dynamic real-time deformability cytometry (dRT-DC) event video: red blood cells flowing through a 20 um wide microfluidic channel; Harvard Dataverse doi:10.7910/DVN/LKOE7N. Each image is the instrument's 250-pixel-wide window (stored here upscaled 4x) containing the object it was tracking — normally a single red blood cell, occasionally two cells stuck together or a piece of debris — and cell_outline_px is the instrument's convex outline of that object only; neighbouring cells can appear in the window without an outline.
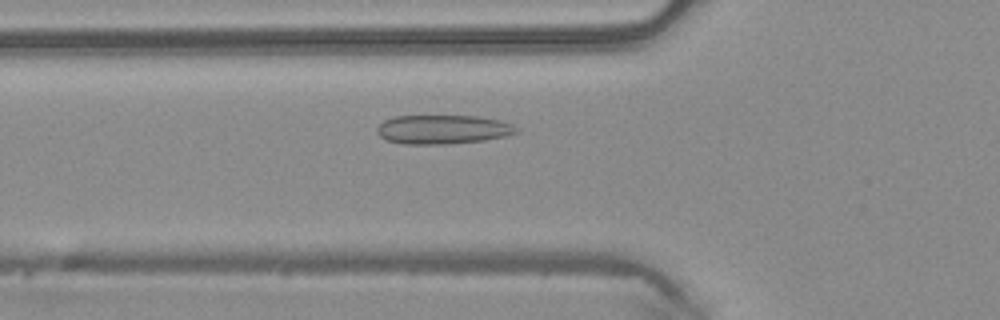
{"species": "common noctule bat (a hibernating species)", "species_latin": "Nyctalus noctula", "temperature_condition": "warm", "stored_images_in_passage": 45, "camera_frame_rate_fps": 3000, "um_per_image_px": 0.085, "animal": {"sex": "male", "body_mass_g": 20.4}, "frame": {"image": 1, "passage_image": 13, "time_ms": 4.0, "image_size_px": [1000, 320], "cell_outline_px": [[520, 132], [508, 136], [484, 140], [448, 144], [404, 144], [384, 140], [376, 132], [376, 128], [384, 120], [396, 116], [476, 116], [500, 120], [512, 124], [520, 128]], "centroid_in_image_um": [37.67, 11.01], "position_along_channel_um": 88.1, "area_um2": 23.87}}
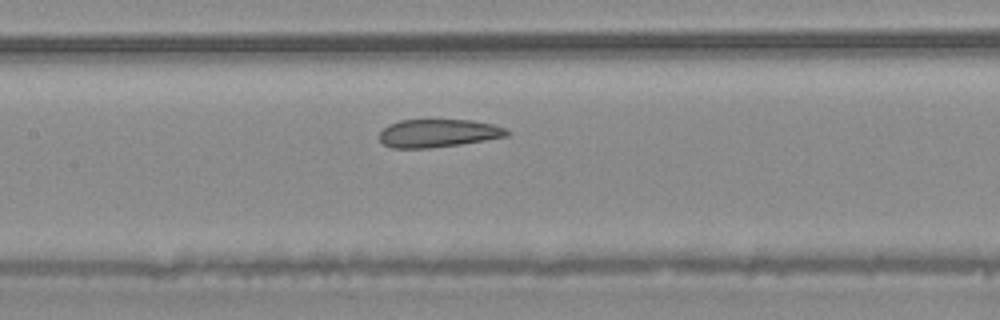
{"frame": {"image": 2, "passage_image": 19, "time_ms": 6.0, "image_size_px": [1000, 320], "cell_outline_px": [[508, 136], [460, 144], [432, 148], [392, 148], [384, 144], [380, 140], [380, 132], [388, 124], [400, 120], [472, 120], [492, 124], [504, 128], [508, 132]], "centroid_in_image_um": [37.21, 11.32], "position_along_channel_um": 170.2, "area_um2": 20.69}}
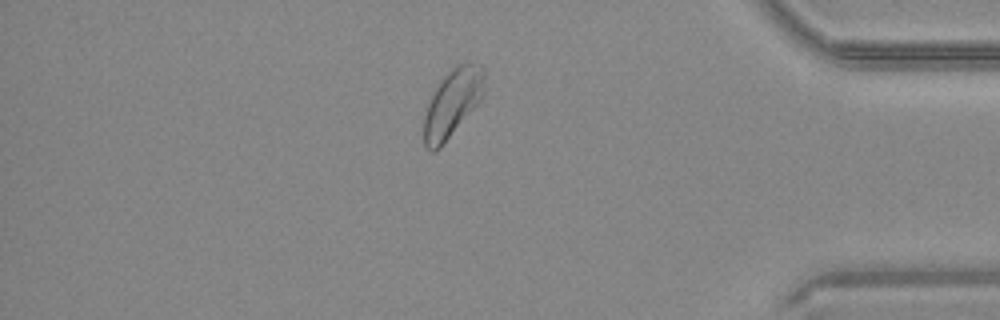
{"frame": {"image": 3, "passage_image": 38, "time_ms": 12.333, "image_size_px": [1000, 320], "cell_outline_px": [[484, 96], [440, 148], [432, 152], [424, 144], [424, 116], [428, 104], [440, 80], [452, 68], [460, 64], [480, 64], [484, 68]], "centroid_in_image_um": [38.47, 8.76], "position_along_channel_um": 396.7, "area_um2": 23.47}, "authors_computed_cell_mechanics": {"area_um2": 23.409, "velocity_mm_per_s": 4.0859, "shape_relaxation_time_tau1_ms": 9.0819, "shape_relaxation_time_tau2_ms": 2.0876, "deformation_change_tau1": 0.1176, "deformation_change_tau2": 0.0661}}